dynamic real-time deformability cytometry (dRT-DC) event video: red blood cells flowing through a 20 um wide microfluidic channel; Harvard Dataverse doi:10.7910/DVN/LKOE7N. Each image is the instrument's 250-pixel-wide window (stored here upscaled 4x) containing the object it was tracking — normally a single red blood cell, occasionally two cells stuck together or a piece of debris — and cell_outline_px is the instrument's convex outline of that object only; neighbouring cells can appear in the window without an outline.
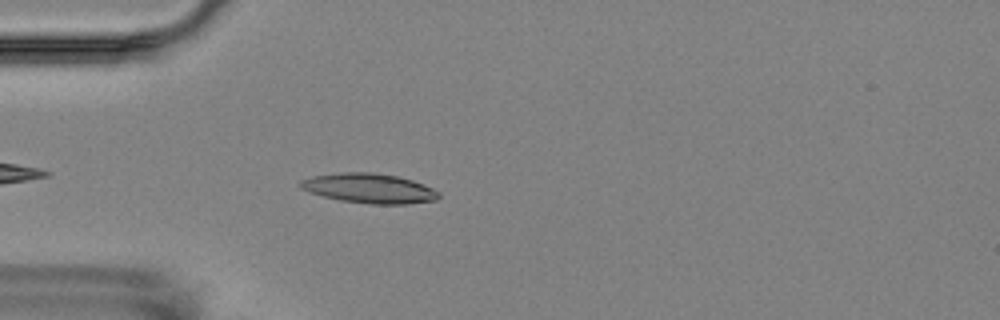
{"species": "Egyptian fruit bat (a non-hibernating species)", "species_latin": "Rousettus aegyptiacus", "temperature_condition": "room temperature", "stored_images_in_passage": 5, "camera_frame_rate_fps": 3000, "um_per_image_px": 0.085, "animal": {"sex": "female"}, "frame": {"image": 1, "passage_image": 5, "time_ms": 4.667, "image_size_px": [1000, 320], "cell_outline_px": [[440, 196], [436, 200], [408, 204], [368, 204], [340, 200], [308, 192], [300, 188], [300, 180], [312, 176], [340, 172], [372, 172], [396, 176], [412, 180], [424, 184], [440, 192]], "centroid_in_image_um": [31.39, 16.01], "position_along_channel_um": 53.6, "area_um2": 24.04}}